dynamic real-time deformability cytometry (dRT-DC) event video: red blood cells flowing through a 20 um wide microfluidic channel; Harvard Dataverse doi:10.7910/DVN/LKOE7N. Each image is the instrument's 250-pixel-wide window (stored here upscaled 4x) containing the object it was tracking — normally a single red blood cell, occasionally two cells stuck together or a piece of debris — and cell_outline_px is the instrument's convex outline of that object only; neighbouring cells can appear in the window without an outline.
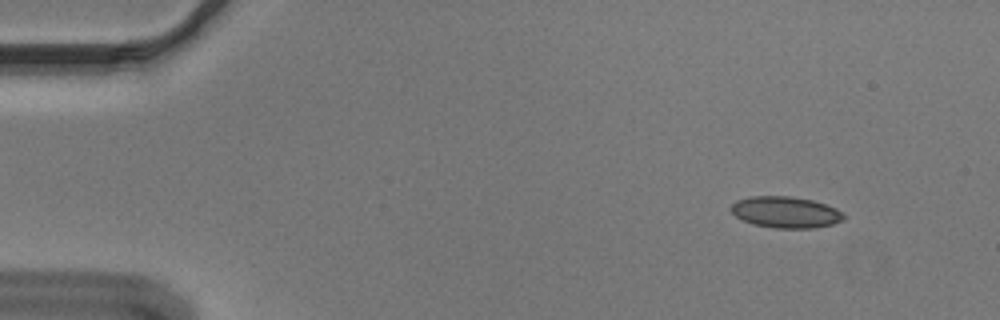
{"species": "Egyptian fruit bat (a non-hibernating species)", "species_latin": "Rousettus aegyptiacus", "temperature_condition": "cold", "stored_images_in_passage": 53, "camera_frame_rate_fps": 3000, "um_per_image_px": 0.085, "animal": {"sex": "male"}, "frame": {"image": 1, "passage_image": 5, "time_ms": 1.333, "image_size_px": [1000, 320], "cell_outline_px": [[844, 220], [832, 224], [812, 228], [776, 228], [752, 224], [736, 216], [732, 212], [732, 204], [736, 200], [752, 196], [792, 196], [812, 200], [836, 208], [844, 212]], "centroid_in_image_um": [66.8, 18.03], "position_along_channel_um": 18.2, "area_um2": 20.52}}
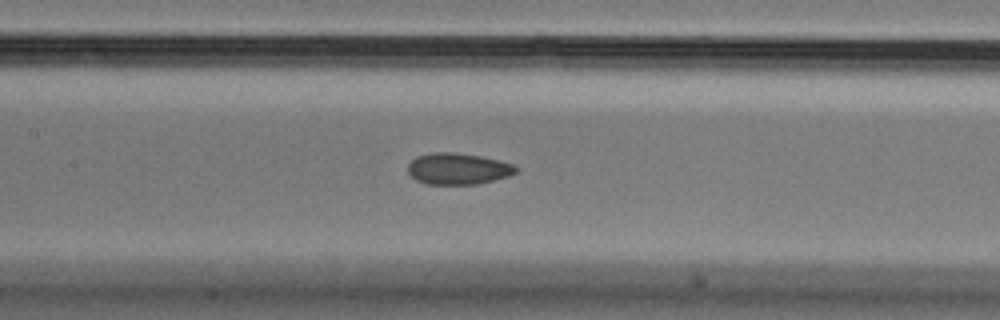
{"frame": {"image": 2, "passage_image": 25, "time_ms": 8.0, "image_size_px": [1000, 320], "cell_outline_px": [[520, 168], [516, 172], [508, 176], [480, 184], [428, 184], [416, 180], [408, 172], [408, 164], [416, 156], [432, 152], [452, 152], [480, 156], [500, 160], [512, 164]], "centroid_in_image_um": [38.94, 14.34], "position_along_channel_um": 168.5, "area_um2": 19.83}}
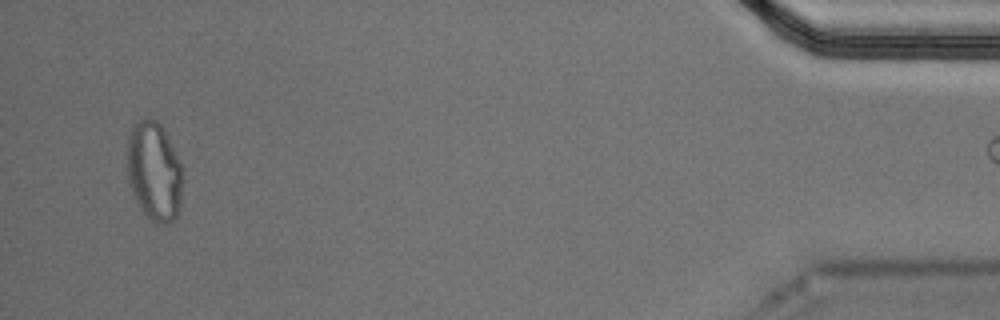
{"frame": {"image": 3, "passage_image": 52, "time_ms": 17.0, "image_size_px": [1000, 320], "cell_outline_px": [[184, 172], [180, 208], [176, 216], [172, 220], [164, 224], [160, 224], [152, 220], [140, 208], [132, 192], [128, 180], [128, 136], [132, 124], [144, 116], [148, 116], [156, 120], [164, 128], [184, 168]], "centroid_in_image_um": [13.13, 14.51], "position_along_channel_um": 422.1, "area_um2": 32.66}}